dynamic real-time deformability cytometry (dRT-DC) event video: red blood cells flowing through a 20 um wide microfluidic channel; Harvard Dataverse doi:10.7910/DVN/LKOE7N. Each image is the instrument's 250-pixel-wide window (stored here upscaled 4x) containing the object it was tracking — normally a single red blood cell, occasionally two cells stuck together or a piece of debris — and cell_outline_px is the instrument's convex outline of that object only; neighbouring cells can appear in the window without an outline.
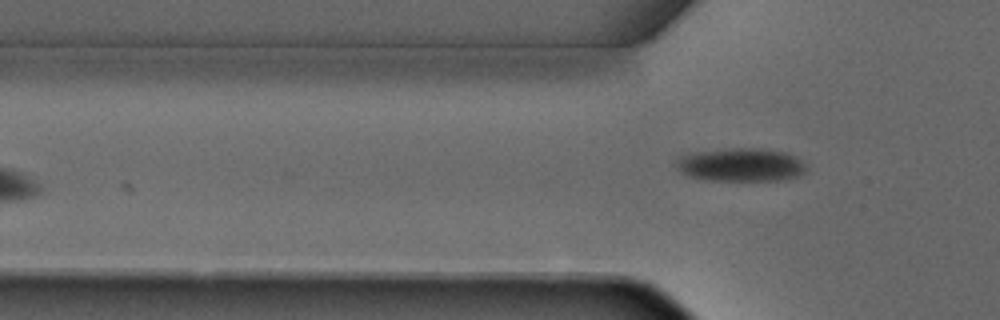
{"species": "common noctule bat (a hibernating species)", "species_latin": "Nyctalus noctula", "temperature_condition": "warm", "stored_images_in_passage": 4, "camera_frame_rate_fps": 3000, "um_per_image_px": 0.085, "animal": {"sex": "male", "forearm_length_mm": 52.5}, "frame": {"image": 1, "passage_image": 4, "time_ms": 3.667, "image_size_px": [1000, 320], "cell_outline_px": [[808, 164], [804, 172], [800, 176], [784, 180], [704, 180], [688, 176], [680, 172], [672, 164], [676, 156], [692, 152], [732, 148], [756, 148], [788, 152], [796, 156]], "centroid_in_image_um": [62.93, 14.0], "position_along_channel_um": 62.9, "area_um2": 25.95}}